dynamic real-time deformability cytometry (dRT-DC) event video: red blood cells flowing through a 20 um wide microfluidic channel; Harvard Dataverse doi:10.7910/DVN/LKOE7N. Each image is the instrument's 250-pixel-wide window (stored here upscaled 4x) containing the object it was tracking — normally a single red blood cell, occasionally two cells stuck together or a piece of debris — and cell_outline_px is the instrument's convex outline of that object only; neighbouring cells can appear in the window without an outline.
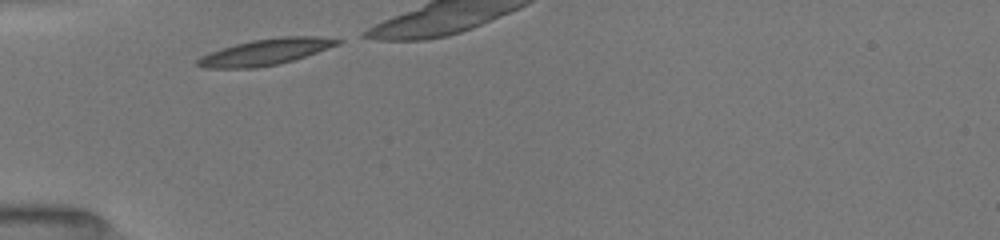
{"species": "common noctule bat (a hibernating species)", "species_latin": "Nyctalus noctula", "temperature_condition": "room temperature", "stored_images_in_passage": 25, "camera_frame_rate_fps": 3000, "um_per_image_px": 0.085, "animal": {"sex": "female", "body_mass_g": 19.5, "forearm_length_mm": 54.1}, "frame": {"image": 1, "passage_image": 1, "time_ms": 0.0, "image_size_px": [1000, 240], "cell_outline_px": [[344, 40], [340, 44], [292, 60], [276, 64], [256, 68], [204, 68], [196, 64], [196, 60], [200, 56], [208, 52], [220, 48], [252, 40], [280, 36], [316, 36]], "centroid_in_image_um": [22.53, 4.41], "position_along_channel_um": 62.5, "area_um2": 21.27}}
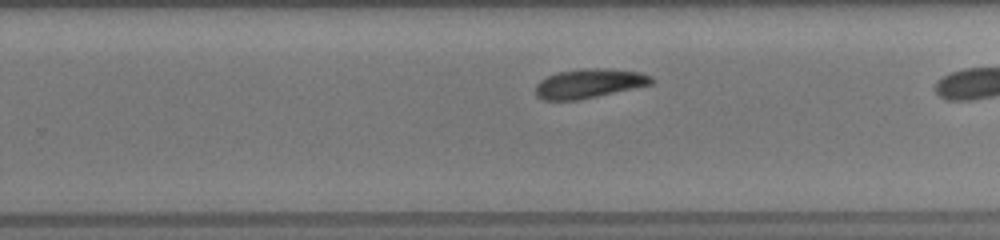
{"frame": {"image": 2, "passage_image": 18, "time_ms": 5.667, "image_size_px": [1000, 240], "cell_outline_px": [[652, 84], [580, 100], [544, 100], [536, 96], [536, 84], [540, 80], [548, 76], [560, 72], [584, 68], [604, 68], [640, 72], [652, 76]], "centroid_in_image_um": [50.06, 7.1], "position_along_channel_um": 279.7, "area_um2": 19.65}}